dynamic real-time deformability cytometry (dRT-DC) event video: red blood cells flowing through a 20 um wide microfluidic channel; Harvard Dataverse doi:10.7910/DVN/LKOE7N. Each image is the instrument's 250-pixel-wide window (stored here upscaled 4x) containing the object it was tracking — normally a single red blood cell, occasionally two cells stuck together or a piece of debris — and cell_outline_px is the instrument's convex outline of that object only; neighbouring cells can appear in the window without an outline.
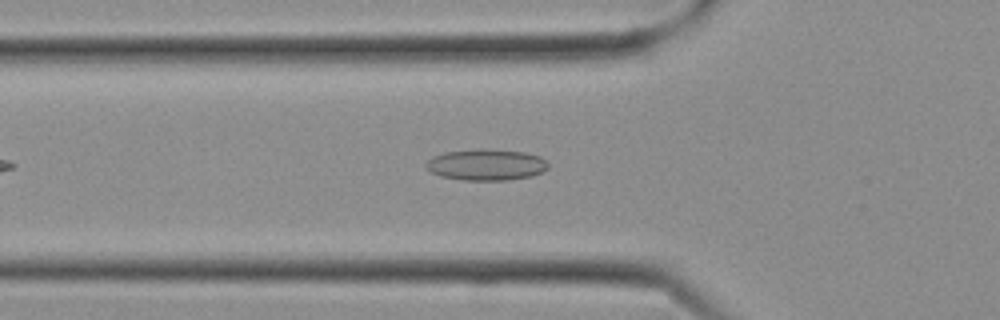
{"species": "Egyptian fruit bat (a non-hibernating species)", "species_latin": "Rousettus aegyptiacus", "temperature_condition": "cold", "stored_images_in_passage": 22, "camera_frame_rate_fps": 3000, "um_per_image_px": 0.085, "frame": {"image": 1, "passage_image": 4, "time_ms": 1.0, "image_size_px": [1000, 320], "cell_outline_px": [[548, 168], [544, 172], [532, 176], [508, 180], [464, 180], [440, 176], [432, 172], [424, 164], [432, 156], [444, 152], [524, 152], [540, 156], [548, 160]], "centroid_in_image_um": [41.38, 14.06], "position_along_channel_um": 84.4, "area_um2": 21.33}}
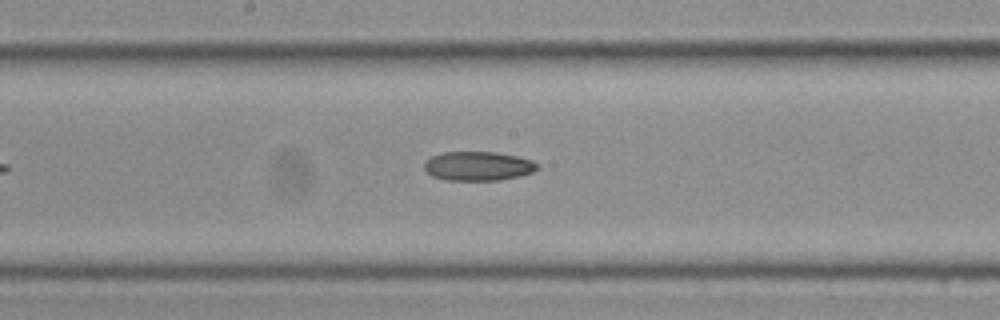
{"frame": {"image": 2, "passage_image": 9, "time_ms": 2.667, "image_size_px": [1000, 320], "cell_outline_px": [[540, 168], [532, 172], [520, 176], [500, 180], [448, 180], [432, 176], [424, 168], [424, 164], [432, 156], [444, 152], [496, 152], [516, 156], [532, 160]], "centroid_in_image_um": [40.66, 14.12], "position_along_channel_um": 207.5, "area_um2": 19.07}}
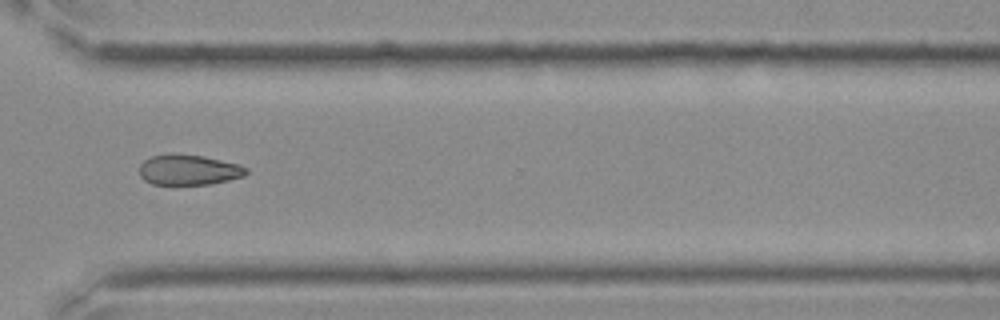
{"frame": {"image": 3, "passage_image": 15, "time_ms": 4.667, "image_size_px": [1000, 320], "cell_outline_px": [[248, 172], [244, 176], [212, 184], [152, 184], [144, 180], [140, 176], [140, 164], [144, 160], [152, 156], [172, 152], [204, 156], [236, 164], [248, 168]], "centroid_in_image_um": [16.01, 14.42], "position_along_channel_um": 354.6, "area_um2": 19.02}}